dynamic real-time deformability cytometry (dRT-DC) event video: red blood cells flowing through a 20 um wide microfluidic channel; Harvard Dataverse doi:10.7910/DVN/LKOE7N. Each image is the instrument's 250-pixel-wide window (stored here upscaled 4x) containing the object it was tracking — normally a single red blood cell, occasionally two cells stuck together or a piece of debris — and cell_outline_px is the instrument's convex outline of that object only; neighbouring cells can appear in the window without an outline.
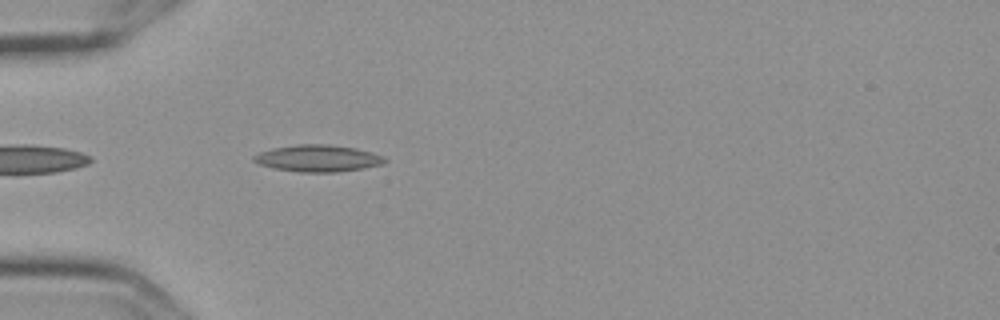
{"species": "Egyptian fruit bat (a non-hibernating species)", "species_latin": "Rousettus aegyptiacus", "temperature_condition": "cold", "stored_images_in_passage": 3, "camera_frame_rate_fps": 3000, "um_per_image_px": 0.085, "frame": {"image": 1, "passage_image": 3, "time_ms": 0.667, "image_size_px": [1000, 320], "cell_outline_px": [[388, 160], [384, 164], [364, 168], [336, 172], [300, 172], [276, 168], [260, 164], [252, 160], [252, 156], [260, 152], [272, 148], [300, 144], [328, 144], [356, 148], [372, 152], [384, 156]], "centroid_in_image_um": [27.06, 13.45], "position_along_channel_um": 57.9, "area_um2": 20.46}}